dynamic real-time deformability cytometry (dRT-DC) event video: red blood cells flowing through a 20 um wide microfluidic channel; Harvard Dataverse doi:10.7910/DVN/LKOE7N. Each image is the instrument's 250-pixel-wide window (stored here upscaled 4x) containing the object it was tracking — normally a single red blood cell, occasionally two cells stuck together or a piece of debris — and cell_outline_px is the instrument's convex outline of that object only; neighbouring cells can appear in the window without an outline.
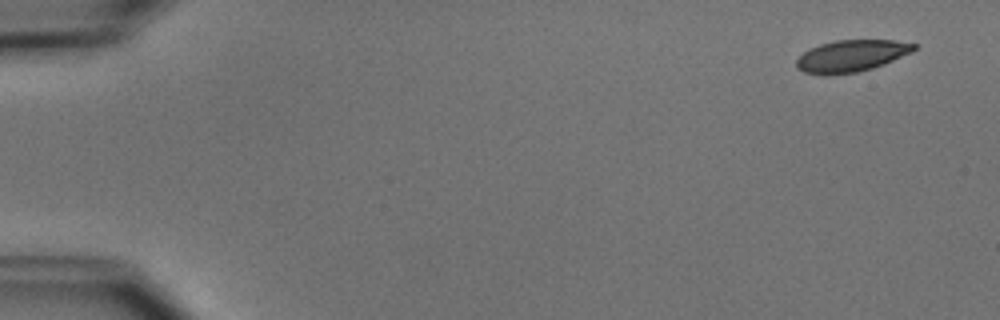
{"species": "common noctule bat (a hibernating species)", "species_latin": "Nyctalus noctula", "temperature_condition": "cold", "stored_images_in_passage": 8, "camera_frame_rate_fps": 3000, "um_per_image_px": 0.085, "animal": {"sex": "male", "body_mass_g": 15.6}, "frame": {"image": 1, "passage_image": 1, "time_ms": 0.0, "image_size_px": [1000, 320], "cell_outline_px": [[916, 48], [912, 52], [884, 64], [872, 68], [856, 72], [824, 76], [804, 72], [796, 68], [796, 60], [808, 48], [820, 44], [836, 40], [896, 40], [916, 44]], "centroid_in_image_um": [72.33, 4.75], "position_along_channel_um": 12.7, "area_um2": 21.91}}
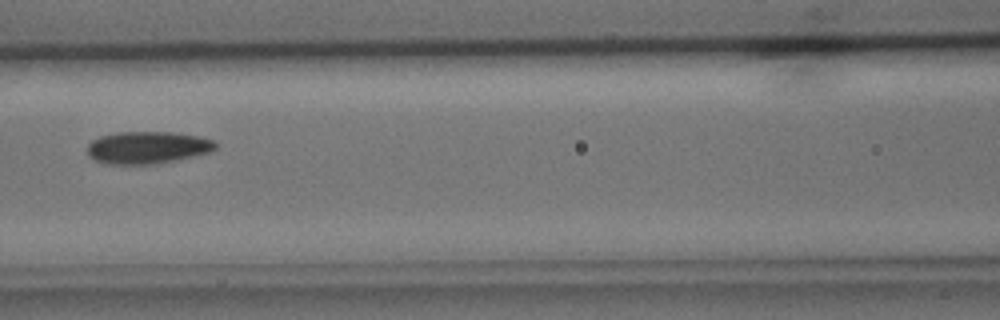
{"frame": {"image": 2, "passage_image": 6, "time_ms": 7.0, "image_size_px": [1000, 320], "cell_outline_px": [[216, 148], [212, 152], [176, 160], [156, 164], [104, 164], [88, 156], [88, 144], [92, 140], [100, 136], [116, 132], [172, 132], [200, 136], [216, 140]], "centroid_in_image_um": [12.56, 12.54], "position_along_channel_um": 154.0, "area_um2": 24.39}}
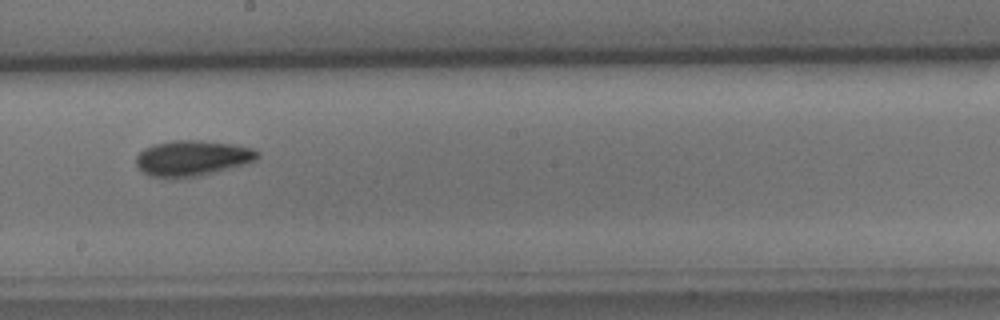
{"frame": {"image": 3, "passage_image": 8, "time_ms": 9.0, "image_size_px": [1000, 320], "cell_outline_px": [[260, 156], [256, 160], [248, 164], [200, 176], [176, 180], [148, 176], [140, 172], [136, 164], [136, 156], [144, 148], [152, 144], [172, 140], [196, 140], [236, 144], [252, 148], [260, 152]], "centroid_in_image_um": [16.33, 13.47], "position_along_channel_um": 231.9, "area_um2": 26.07}}